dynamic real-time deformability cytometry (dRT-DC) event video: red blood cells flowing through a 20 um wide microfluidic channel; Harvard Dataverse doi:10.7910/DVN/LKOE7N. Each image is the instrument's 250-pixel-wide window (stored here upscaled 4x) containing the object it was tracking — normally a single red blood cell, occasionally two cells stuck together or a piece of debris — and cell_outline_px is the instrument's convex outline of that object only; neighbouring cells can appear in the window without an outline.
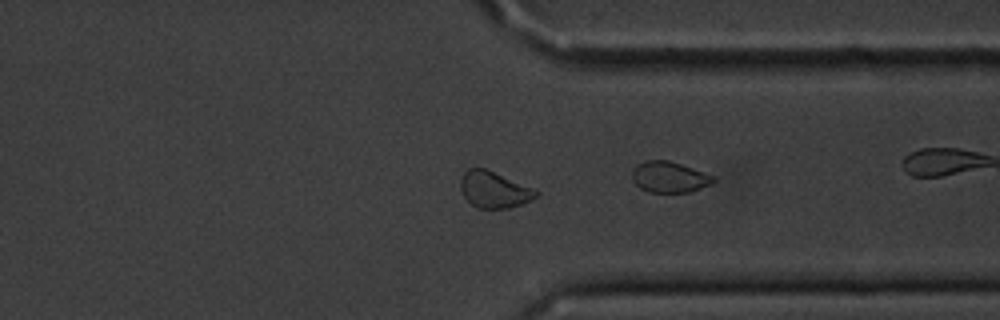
{"species": "common noctule bat (a hibernating species)", "species_latin": "Nyctalus noctula", "temperature_condition": "cold", "stored_images_in_passage": 57, "camera_frame_rate_fps": 3000, "um_per_image_px": 0.085, "animal": {"sex": "male", "body_mass_g": 20.1, "forearm_length_mm": 53.5}, "frame": {"image": 1, "passage_image": 43, "time_ms": 14.0, "image_size_px": [1000, 320], "cell_outline_px": [[540, 192], [532, 200], [508, 208], [476, 208], [464, 196], [460, 188], [460, 180], [464, 172], [468, 168], [484, 168]], "centroid_in_image_um": [41.95, 16.13], "position_along_channel_um": 369.4, "area_um2": 15.61}}
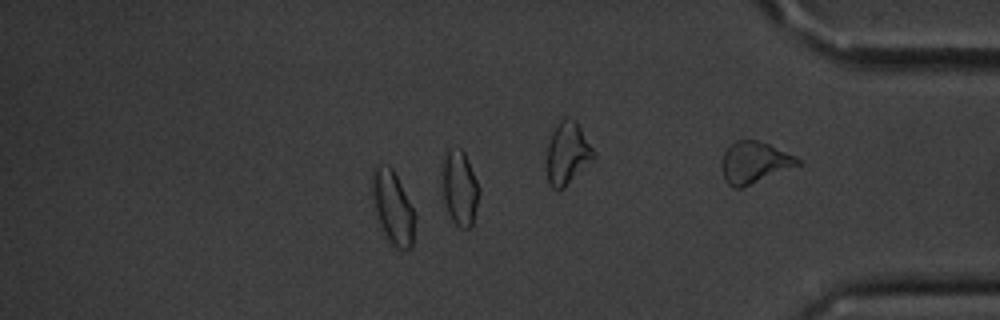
{"frame": {"image": 2, "passage_image": 49, "time_ms": 16.0, "image_size_px": [1000, 320], "cell_outline_px": [[416, 216], [412, 248], [404, 252], [392, 248], [380, 224], [376, 212], [372, 192], [372, 168], [376, 164], [388, 164], [392, 168]], "centroid_in_image_um": [33.4, 17.69], "position_along_channel_um": 401.8, "area_um2": 18.32}}